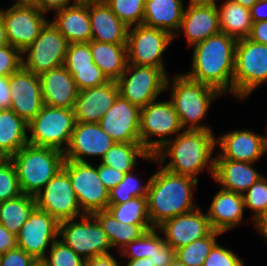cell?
Wrapping results in <instances>:
<instances>
[{
  "instance_id": "52",
  "label": "cell",
  "mask_w": 267,
  "mask_h": 266,
  "mask_svg": "<svg viewBox=\"0 0 267 266\" xmlns=\"http://www.w3.org/2000/svg\"><path fill=\"white\" fill-rule=\"evenodd\" d=\"M248 38L254 42L267 45V20L253 22Z\"/></svg>"
},
{
  "instance_id": "61",
  "label": "cell",
  "mask_w": 267,
  "mask_h": 266,
  "mask_svg": "<svg viewBox=\"0 0 267 266\" xmlns=\"http://www.w3.org/2000/svg\"><path fill=\"white\" fill-rule=\"evenodd\" d=\"M241 6L247 9H251V7L258 1V0H235Z\"/></svg>"
},
{
  "instance_id": "63",
  "label": "cell",
  "mask_w": 267,
  "mask_h": 266,
  "mask_svg": "<svg viewBox=\"0 0 267 266\" xmlns=\"http://www.w3.org/2000/svg\"><path fill=\"white\" fill-rule=\"evenodd\" d=\"M168 266H187V265H185L183 262L179 261L175 257Z\"/></svg>"
},
{
  "instance_id": "8",
  "label": "cell",
  "mask_w": 267,
  "mask_h": 266,
  "mask_svg": "<svg viewBox=\"0 0 267 266\" xmlns=\"http://www.w3.org/2000/svg\"><path fill=\"white\" fill-rule=\"evenodd\" d=\"M119 95L139 109L157 100L169 87L167 72L152 66H138L128 63L125 71L116 81Z\"/></svg>"
},
{
  "instance_id": "57",
  "label": "cell",
  "mask_w": 267,
  "mask_h": 266,
  "mask_svg": "<svg viewBox=\"0 0 267 266\" xmlns=\"http://www.w3.org/2000/svg\"><path fill=\"white\" fill-rule=\"evenodd\" d=\"M254 227L267 240V210L254 220Z\"/></svg>"
},
{
  "instance_id": "40",
  "label": "cell",
  "mask_w": 267,
  "mask_h": 266,
  "mask_svg": "<svg viewBox=\"0 0 267 266\" xmlns=\"http://www.w3.org/2000/svg\"><path fill=\"white\" fill-rule=\"evenodd\" d=\"M44 260L48 266H85V260L65 245L60 237L50 246L49 256L46 255Z\"/></svg>"
},
{
  "instance_id": "25",
  "label": "cell",
  "mask_w": 267,
  "mask_h": 266,
  "mask_svg": "<svg viewBox=\"0 0 267 266\" xmlns=\"http://www.w3.org/2000/svg\"><path fill=\"white\" fill-rule=\"evenodd\" d=\"M91 40L110 44H127L129 27L104 2L89 1Z\"/></svg>"
},
{
  "instance_id": "10",
  "label": "cell",
  "mask_w": 267,
  "mask_h": 266,
  "mask_svg": "<svg viewBox=\"0 0 267 266\" xmlns=\"http://www.w3.org/2000/svg\"><path fill=\"white\" fill-rule=\"evenodd\" d=\"M58 236L84 260L109 254L108 250L112 248L108 236L90 214L82 216L81 221L70 219L60 222Z\"/></svg>"
},
{
  "instance_id": "4",
  "label": "cell",
  "mask_w": 267,
  "mask_h": 266,
  "mask_svg": "<svg viewBox=\"0 0 267 266\" xmlns=\"http://www.w3.org/2000/svg\"><path fill=\"white\" fill-rule=\"evenodd\" d=\"M10 159L16 168L21 193L35 196L63 168L65 156L54 148L27 144Z\"/></svg>"
},
{
  "instance_id": "49",
  "label": "cell",
  "mask_w": 267,
  "mask_h": 266,
  "mask_svg": "<svg viewBox=\"0 0 267 266\" xmlns=\"http://www.w3.org/2000/svg\"><path fill=\"white\" fill-rule=\"evenodd\" d=\"M34 258L19 247L0 255V266H30Z\"/></svg>"
},
{
  "instance_id": "58",
  "label": "cell",
  "mask_w": 267,
  "mask_h": 266,
  "mask_svg": "<svg viewBox=\"0 0 267 266\" xmlns=\"http://www.w3.org/2000/svg\"><path fill=\"white\" fill-rule=\"evenodd\" d=\"M126 262V266H154L152 264V262L150 261L149 257H144V258H140V259H128L125 260Z\"/></svg>"
},
{
  "instance_id": "65",
  "label": "cell",
  "mask_w": 267,
  "mask_h": 266,
  "mask_svg": "<svg viewBox=\"0 0 267 266\" xmlns=\"http://www.w3.org/2000/svg\"><path fill=\"white\" fill-rule=\"evenodd\" d=\"M192 2H206V3H216V0H189Z\"/></svg>"
},
{
  "instance_id": "36",
  "label": "cell",
  "mask_w": 267,
  "mask_h": 266,
  "mask_svg": "<svg viewBox=\"0 0 267 266\" xmlns=\"http://www.w3.org/2000/svg\"><path fill=\"white\" fill-rule=\"evenodd\" d=\"M106 210L124 224H151L147 197H135L122 204H108Z\"/></svg>"
},
{
  "instance_id": "34",
  "label": "cell",
  "mask_w": 267,
  "mask_h": 266,
  "mask_svg": "<svg viewBox=\"0 0 267 266\" xmlns=\"http://www.w3.org/2000/svg\"><path fill=\"white\" fill-rule=\"evenodd\" d=\"M138 158L157 161L154 155H151L141 143H118L106 152L101 163L111 166L121 172L129 173L136 168Z\"/></svg>"
},
{
  "instance_id": "27",
  "label": "cell",
  "mask_w": 267,
  "mask_h": 266,
  "mask_svg": "<svg viewBox=\"0 0 267 266\" xmlns=\"http://www.w3.org/2000/svg\"><path fill=\"white\" fill-rule=\"evenodd\" d=\"M254 163L229 159H215L213 180L221 189L244 194L261 177L252 166Z\"/></svg>"
},
{
  "instance_id": "9",
  "label": "cell",
  "mask_w": 267,
  "mask_h": 266,
  "mask_svg": "<svg viewBox=\"0 0 267 266\" xmlns=\"http://www.w3.org/2000/svg\"><path fill=\"white\" fill-rule=\"evenodd\" d=\"M183 130L178 114L171 101L154 100L140 109L139 132L143 147L154 155L168 141V135L179 134ZM158 136V139L150 138Z\"/></svg>"
},
{
  "instance_id": "50",
  "label": "cell",
  "mask_w": 267,
  "mask_h": 266,
  "mask_svg": "<svg viewBox=\"0 0 267 266\" xmlns=\"http://www.w3.org/2000/svg\"><path fill=\"white\" fill-rule=\"evenodd\" d=\"M98 175L104 186L111 191L116 187L124 178L125 173L121 172L111 166H106L100 162L97 165Z\"/></svg>"
},
{
  "instance_id": "48",
  "label": "cell",
  "mask_w": 267,
  "mask_h": 266,
  "mask_svg": "<svg viewBox=\"0 0 267 266\" xmlns=\"http://www.w3.org/2000/svg\"><path fill=\"white\" fill-rule=\"evenodd\" d=\"M22 66V52L11 46L0 47V76H10Z\"/></svg>"
},
{
  "instance_id": "38",
  "label": "cell",
  "mask_w": 267,
  "mask_h": 266,
  "mask_svg": "<svg viewBox=\"0 0 267 266\" xmlns=\"http://www.w3.org/2000/svg\"><path fill=\"white\" fill-rule=\"evenodd\" d=\"M149 184L150 178L143 185L133 171L126 173L123 180L109 191V204H122L135 197H147Z\"/></svg>"
},
{
  "instance_id": "46",
  "label": "cell",
  "mask_w": 267,
  "mask_h": 266,
  "mask_svg": "<svg viewBox=\"0 0 267 266\" xmlns=\"http://www.w3.org/2000/svg\"><path fill=\"white\" fill-rule=\"evenodd\" d=\"M120 253L128 259L149 257L152 253V229L145 231L139 238L127 244L120 250Z\"/></svg>"
},
{
  "instance_id": "39",
  "label": "cell",
  "mask_w": 267,
  "mask_h": 266,
  "mask_svg": "<svg viewBox=\"0 0 267 266\" xmlns=\"http://www.w3.org/2000/svg\"><path fill=\"white\" fill-rule=\"evenodd\" d=\"M128 27L142 25L145 0H104Z\"/></svg>"
},
{
  "instance_id": "20",
  "label": "cell",
  "mask_w": 267,
  "mask_h": 266,
  "mask_svg": "<svg viewBox=\"0 0 267 266\" xmlns=\"http://www.w3.org/2000/svg\"><path fill=\"white\" fill-rule=\"evenodd\" d=\"M114 143L98 123L76 122L69 146L64 152L65 160L89 162L86 160L89 156H100L102 160Z\"/></svg>"
},
{
  "instance_id": "6",
  "label": "cell",
  "mask_w": 267,
  "mask_h": 266,
  "mask_svg": "<svg viewBox=\"0 0 267 266\" xmlns=\"http://www.w3.org/2000/svg\"><path fill=\"white\" fill-rule=\"evenodd\" d=\"M75 123L73 108L44 105L28 123V144L54 148L64 153L69 146Z\"/></svg>"
},
{
  "instance_id": "32",
  "label": "cell",
  "mask_w": 267,
  "mask_h": 266,
  "mask_svg": "<svg viewBox=\"0 0 267 266\" xmlns=\"http://www.w3.org/2000/svg\"><path fill=\"white\" fill-rule=\"evenodd\" d=\"M28 123L11 109H0V150L9 158L28 144Z\"/></svg>"
},
{
  "instance_id": "64",
  "label": "cell",
  "mask_w": 267,
  "mask_h": 266,
  "mask_svg": "<svg viewBox=\"0 0 267 266\" xmlns=\"http://www.w3.org/2000/svg\"><path fill=\"white\" fill-rule=\"evenodd\" d=\"M9 157L0 150V164H2L4 161H6Z\"/></svg>"
},
{
  "instance_id": "35",
  "label": "cell",
  "mask_w": 267,
  "mask_h": 266,
  "mask_svg": "<svg viewBox=\"0 0 267 266\" xmlns=\"http://www.w3.org/2000/svg\"><path fill=\"white\" fill-rule=\"evenodd\" d=\"M35 207V197L23 193L16 198L0 202V224L17 235Z\"/></svg>"
},
{
  "instance_id": "28",
  "label": "cell",
  "mask_w": 267,
  "mask_h": 266,
  "mask_svg": "<svg viewBox=\"0 0 267 266\" xmlns=\"http://www.w3.org/2000/svg\"><path fill=\"white\" fill-rule=\"evenodd\" d=\"M52 24L71 43H87L91 40L92 30L89 17V1L55 12Z\"/></svg>"
},
{
  "instance_id": "43",
  "label": "cell",
  "mask_w": 267,
  "mask_h": 266,
  "mask_svg": "<svg viewBox=\"0 0 267 266\" xmlns=\"http://www.w3.org/2000/svg\"><path fill=\"white\" fill-rule=\"evenodd\" d=\"M66 69L73 76L78 90L100 86L109 81L95 63H92V67Z\"/></svg>"
},
{
  "instance_id": "22",
  "label": "cell",
  "mask_w": 267,
  "mask_h": 266,
  "mask_svg": "<svg viewBox=\"0 0 267 266\" xmlns=\"http://www.w3.org/2000/svg\"><path fill=\"white\" fill-rule=\"evenodd\" d=\"M180 30L184 32L189 46L220 33L216 3L189 1L184 10Z\"/></svg>"
},
{
  "instance_id": "41",
  "label": "cell",
  "mask_w": 267,
  "mask_h": 266,
  "mask_svg": "<svg viewBox=\"0 0 267 266\" xmlns=\"http://www.w3.org/2000/svg\"><path fill=\"white\" fill-rule=\"evenodd\" d=\"M21 193L16 168L8 158L0 164V202L18 197Z\"/></svg>"
},
{
  "instance_id": "47",
  "label": "cell",
  "mask_w": 267,
  "mask_h": 266,
  "mask_svg": "<svg viewBox=\"0 0 267 266\" xmlns=\"http://www.w3.org/2000/svg\"><path fill=\"white\" fill-rule=\"evenodd\" d=\"M244 262L233 251L216 243L203 263V266H244Z\"/></svg>"
},
{
  "instance_id": "42",
  "label": "cell",
  "mask_w": 267,
  "mask_h": 266,
  "mask_svg": "<svg viewBox=\"0 0 267 266\" xmlns=\"http://www.w3.org/2000/svg\"><path fill=\"white\" fill-rule=\"evenodd\" d=\"M245 208L253 211V219L255 220L264 211L267 210V179L266 176L261 177L243 194Z\"/></svg>"
},
{
  "instance_id": "56",
  "label": "cell",
  "mask_w": 267,
  "mask_h": 266,
  "mask_svg": "<svg viewBox=\"0 0 267 266\" xmlns=\"http://www.w3.org/2000/svg\"><path fill=\"white\" fill-rule=\"evenodd\" d=\"M267 0H258L250 9L253 22L267 20Z\"/></svg>"
},
{
  "instance_id": "37",
  "label": "cell",
  "mask_w": 267,
  "mask_h": 266,
  "mask_svg": "<svg viewBox=\"0 0 267 266\" xmlns=\"http://www.w3.org/2000/svg\"><path fill=\"white\" fill-rule=\"evenodd\" d=\"M221 232L213 231L209 236L195 240L184 247L175 250V257L187 266H203L210 250L217 243V236Z\"/></svg>"
},
{
  "instance_id": "60",
  "label": "cell",
  "mask_w": 267,
  "mask_h": 266,
  "mask_svg": "<svg viewBox=\"0 0 267 266\" xmlns=\"http://www.w3.org/2000/svg\"><path fill=\"white\" fill-rule=\"evenodd\" d=\"M39 0H15L13 5L37 6Z\"/></svg>"
},
{
  "instance_id": "14",
  "label": "cell",
  "mask_w": 267,
  "mask_h": 266,
  "mask_svg": "<svg viewBox=\"0 0 267 266\" xmlns=\"http://www.w3.org/2000/svg\"><path fill=\"white\" fill-rule=\"evenodd\" d=\"M34 197L36 207L49 213L59 223L86 215L63 168Z\"/></svg>"
},
{
  "instance_id": "18",
  "label": "cell",
  "mask_w": 267,
  "mask_h": 266,
  "mask_svg": "<svg viewBox=\"0 0 267 266\" xmlns=\"http://www.w3.org/2000/svg\"><path fill=\"white\" fill-rule=\"evenodd\" d=\"M139 119L140 109L118 95L98 124L115 142L141 143Z\"/></svg>"
},
{
  "instance_id": "21",
  "label": "cell",
  "mask_w": 267,
  "mask_h": 266,
  "mask_svg": "<svg viewBox=\"0 0 267 266\" xmlns=\"http://www.w3.org/2000/svg\"><path fill=\"white\" fill-rule=\"evenodd\" d=\"M222 152L215 159H229L255 163L267 151V136L252 130H235L216 138Z\"/></svg>"
},
{
  "instance_id": "59",
  "label": "cell",
  "mask_w": 267,
  "mask_h": 266,
  "mask_svg": "<svg viewBox=\"0 0 267 266\" xmlns=\"http://www.w3.org/2000/svg\"><path fill=\"white\" fill-rule=\"evenodd\" d=\"M10 45L7 38V33L5 29V23L2 18V15L0 14V47Z\"/></svg>"
},
{
  "instance_id": "45",
  "label": "cell",
  "mask_w": 267,
  "mask_h": 266,
  "mask_svg": "<svg viewBox=\"0 0 267 266\" xmlns=\"http://www.w3.org/2000/svg\"><path fill=\"white\" fill-rule=\"evenodd\" d=\"M94 63L89 43H71L65 57V68L92 67Z\"/></svg>"
},
{
  "instance_id": "29",
  "label": "cell",
  "mask_w": 267,
  "mask_h": 266,
  "mask_svg": "<svg viewBox=\"0 0 267 266\" xmlns=\"http://www.w3.org/2000/svg\"><path fill=\"white\" fill-rule=\"evenodd\" d=\"M183 2L182 0H145L143 25L166 30L176 38L186 8Z\"/></svg>"
},
{
  "instance_id": "26",
  "label": "cell",
  "mask_w": 267,
  "mask_h": 266,
  "mask_svg": "<svg viewBox=\"0 0 267 266\" xmlns=\"http://www.w3.org/2000/svg\"><path fill=\"white\" fill-rule=\"evenodd\" d=\"M244 196L220 188L207 211V217L214 231H226L240 225L244 218Z\"/></svg>"
},
{
  "instance_id": "16",
  "label": "cell",
  "mask_w": 267,
  "mask_h": 266,
  "mask_svg": "<svg viewBox=\"0 0 267 266\" xmlns=\"http://www.w3.org/2000/svg\"><path fill=\"white\" fill-rule=\"evenodd\" d=\"M59 222L49 213L35 207L16 235L17 247L34 259H44L49 245L58 239Z\"/></svg>"
},
{
  "instance_id": "44",
  "label": "cell",
  "mask_w": 267,
  "mask_h": 266,
  "mask_svg": "<svg viewBox=\"0 0 267 266\" xmlns=\"http://www.w3.org/2000/svg\"><path fill=\"white\" fill-rule=\"evenodd\" d=\"M157 228H152V253L149 255L154 266H168L175 258V250L158 234Z\"/></svg>"
},
{
  "instance_id": "2",
  "label": "cell",
  "mask_w": 267,
  "mask_h": 266,
  "mask_svg": "<svg viewBox=\"0 0 267 266\" xmlns=\"http://www.w3.org/2000/svg\"><path fill=\"white\" fill-rule=\"evenodd\" d=\"M237 39L218 33L194 45L191 70L185 73L192 80L209 85L221 94H233L235 48Z\"/></svg>"
},
{
  "instance_id": "33",
  "label": "cell",
  "mask_w": 267,
  "mask_h": 266,
  "mask_svg": "<svg viewBox=\"0 0 267 266\" xmlns=\"http://www.w3.org/2000/svg\"><path fill=\"white\" fill-rule=\"evenodd\" d=\"M108 236L112 248L119 250L133 240L139 238L145 231L152 229L151 224H124L117 221L107 210L91 214Z\"/></svg>"
},
{
  "instance_id": "30",
  "label": "cell",
  "mask_w": 267,
  "mask_h": 266,
  "mask_svg": "<svg viewBox=\"0 0 267 266\" xmlns=\"http://www.w3.org/2000/svg\"><path fill=\"white\" fill-rule=\"evenodd\" d=\"M94 63L108 80L117 81L128 64L127 44H110L90 40Z\"/></svg>"
},
{
  "instance_id": "23",
  "label": "cell",
  "mask_w": 267,
  "mask_h": 266,
  "mask_svg": "<svg viewBox=\"0 0 267 266\" xmlns=\"http://www.w3.org/2000/svg\"><path fill=\"white\" fill-rule=\"evenodd\" d=\"M118 95V85L112 80L100 86L79 90L73 108L75 121L99 123Z\"/></svg>"
},
{
  "instance_id": "54",
  "label": "cell",
  "mask_w": 267,
  "mask_h": 266,
  "mask_svg": "<svg viewBox=\"0 0 267 266\" xmlns=\"http://www.w3.org/2000/svg\"><path fill=\"white\" fill-rule=\"evenodd\" d=\"M9 76H0V109H10Z\"/></svg>"
},
{
  "instance_id": "1",
  "label": "cell",
  "mask_w": 267,
  "mask_h": 266,
  "mask_svg": "<svg viewBox=\"0 0 267 266\" xmlns=\"http://www.w3.org/2000/svg\"><path fill=\"white\" fill-rule=\"evenodd\" d=\"M216 138L213 130L183 129L174 139L169 138L154 156L159 165L174 174L198 180V174L207 168L213 178L215 158L213 159L212 155L216 147ZM167 157L171 160L164 165Z\"/></svg>"
},
{
  "instance_id": "31",
  "label": "cell",
  "mask_w": 267,
  "mask_h": 266,
  "mask_svg": "<svg viewBox=\"0 0 267 266\" xmlns=\"http://www.w3.org/2000/svg\"><path fill=\"white\" fill-rule=\"evenodd\" d=\"M220 32L235 39L248 38L252 29L250 10L235 0H225L220 8L217 6Z\"/></svg>"
},
{
  "instance_id": "53",
  "label": "cell",
  "mask_w": 267,
  "mask_h": 266,
  "mask_svg": "<svg viewBox=\"0 0 267 266\" xmlns=\"http://www.w3.org/2000/svg\"><path fill=\"white\" fill-rule=\"evenodd\" d=\"M15 247H17L16 235L0 224V255Z\"/></svg>"
},
{
  "instance_id": "66",
  "label": "cell",
  "mask_w": 267,
  "mask_h": 266,
  "mask_svg": "<svg viewBox=\"0 0 267 266\" xmlns=\"http://www.w3.org/2000/svg\"><path fill=\"white\" fill-rule=\"evenodd\" d=\"M79 2H88V1H100V0H78Z\"/></svg>"
},
{
  "instance_id": "5",
  "label": "cell",
  "mask_w": 267,
  "mask_h": 266,
  "mask_svg": "<svg viewBox=\"0 0 267 266\" xmlns=\"http://www.w3.org/2000/svg\"><path fill=\"white\" fill-rule=\"evenodd\" d=\"M170 101L183 129L212 130L200 123L207 115L211 102L222 95L215 88L178 74L171 81Z\"/></svg>"
},
{
  "instance_id": "17",
  "label": "cell",
  "mask_w": 267,
  "mask_h": 266,
  "mask_svg": "<svg viewBox=\"0 0 267 266\" xmlns=\"http://www.w3.org/2000/svg\"><path fill=\"white\" fill-rule=\"evenodd\" d=\"M9 87L10 109L29 123L44 106L38 75L21 66L9 76Z\"/></svg>"
},
{
  "instance_id": "15",
  "label": "cell",
  "mask_w": 267,
  "mask_h": 266,
  "mask_svg": "<svg viewBox=\"0 0 267 266\" xmlns=\"http://www.w3.org/2000/svg\"><path fill=\"white\" fill-rule=\"evenodd\" d=\"M5 23L8 42L23 52L32 45L49 21L37 6L12 5L0 9Z\"/></svg>"
},
{
  "instance_id": "12",
  "label": "cell",
  "mask_w": 267,
  "mask_h": 266,
  "mask_svg": "<svg viewBox=\"0 0 267 266\" xmlns=\"http://www.w3.org/2000/svg\"><path fill=\"white\" fill-rule=\"evenodd\" d=\"M63 169L68 173L81 210L85 214L106 210L109 190L102 183L97 166L90 162L65 160Z\"/></svg>"
},
{
  "instance_id": "51",
  "label": "cell",
  "mask_w": 267,
  "mask_h": 266,
  "mask_svg": "<svg viewBox=\"0 0 267 266\" xmlns=\"http://www.w3.org/2000/svg\"><path fill=\"white\" fill-rule=\"evenodd\" d=\"M39 0L37 7L44 13L47 14L46 12H51V11H59L62 10L63 8H67L70 6H73L77 3H79L78 0Z\"/></svg>"
},
{
  "instance_id": "3",
  "label": "cell",
  "mask_w": 267,
  "mask_h": 266,
  "mask_svg": "<svg viewBox=\"0 0 267 266\" xmlns=\"http://www.w3.org/2000/svg\"><path fill=\"white\" fill-rule=\"evenodd\" d=\"M197 185V179L174 174L161 166V169L150 177L147 194L152 227L157 228L170 218L198 208L194 206L192 197V189Z\"/></svg>"
},
{
  "instance_id": "7",
  "label": "cell",
  "mask_w": 267,
  "mask_h": 266,
  "mask_svg": "<svg viewBox=\"0 0 267 266\" xmlns=\"http://www.w3.org/2000/svg\"><path fill=\"white\" fill-rule=\"evenodd\" d=\"M267 80V45L238 39L235 48L233 96L244 100Z\"/></svg>"
},
{
  "instance_id": "13",
  "label": "cell",
  "mask_w": 267,
  "mask_h": 266,
  "mask_svg": "<svg viewBox=\"0 0 267 266\" xmlns=\"http://www.w3.org/2000/svg\"><path fill=\"white\" fill-rule=\"evenodd\" d=\"M173 40V36L166 30L147 27L143 24L129 27L128 63L161 68L166 72L162 56Z\"/></svg>"
},
{
  "instance_id": "62",
  "label": "cell",
  "mask_w": 267,
  "mask_h": 266,
  "mask_svg": "<svg viewBox=\"0 0 267 266\" xmlns=\"http://www.w3.org/2000/svg\"><path fill=\"white\" fill-rule=\"evenodd\" d=\"M30 266H48L44 259H34Z\"/></svg>"
},
{
  "instance_id": "11",
  "label": "cell",
  "mask_w": 267,
  "mask_h": 266,
  "mask_svg": "<svg viewBox=\"0 0 267 266\" xmlns=\"http://www.w3.org/2000/svg\"><path fill=\"white\" fill-rule=\"evenodd\" d=\"M68 46L67 39L48 21L34 43L22 52V66L37 75L61 67Z\"/></svg>"
},
{
  "instance_id": "55",
  "label": "cell",
  "mask_w": 267,
  "mask_h": 266,
  "mask_svg": "<svg viewBox=\"0 0 267 266\" xmlns=\"http://www.w3.org/2000/svg\"><path fill=\"white\" fill-rule=\"evenodd\" d=\"M85 266H120L117 260L109 253L85 260Z\"/></svg>"
},
{
  "instance_id": "24",
  "label": "cell",
  "mask_w": 267,
  "mask_h": 266,
  "mask_svg": "<svg viewBox=\"0 0 267 266\" xmlns=\"http://www.w3.org/2000/svg\"><path fill=\"white\" fill-rule=\"evenodd\" d=\"M38 77L44 105L74 108L79 90L73 76L64 66L43 72Z\"/></svg>"
},
{
  "instance_id": "19",
  "label": "cell",
  "mask_w": 267,
  "mask_h": 266,
  "mask_svg": "<svg viewBox=\"0 0 267 266\" xmlns=\"http://www.w3.org/2000/svg\"><path fill=\"white\" fill-rule=\"evenodd\" d=\"M157 230L162 232L164 240L174 250L209 236L214 231L207 214L203 213L199 207L164 221L157 227Z\"/></svg>"
}]
</instances>
